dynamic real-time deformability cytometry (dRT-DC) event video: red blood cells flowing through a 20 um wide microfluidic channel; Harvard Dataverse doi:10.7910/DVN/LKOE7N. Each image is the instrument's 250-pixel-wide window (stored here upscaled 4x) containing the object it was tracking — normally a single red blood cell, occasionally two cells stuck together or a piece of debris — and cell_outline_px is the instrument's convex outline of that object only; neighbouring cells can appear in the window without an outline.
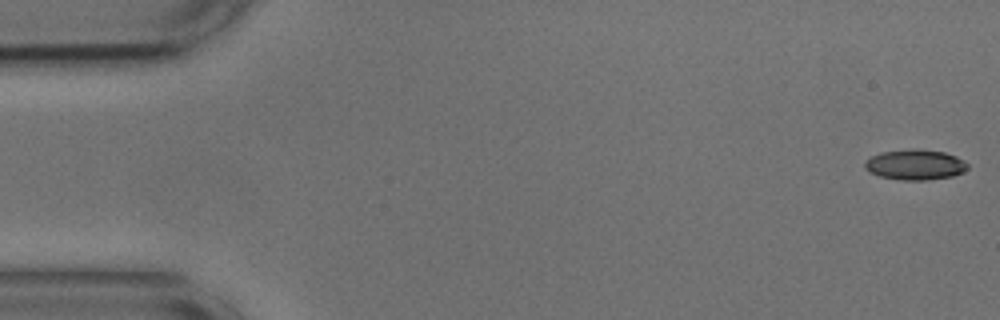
{"species": "common noctule bat (a hibernating species)", "species_latin": "Nyctalus noctula", "temperature_condition": "cold", "stored_images_in_passage": 54, "camera_frame_rate_fps": 3000, "um_per_image_px": 0.085, "animal": {"sex": "male", "body_mass_g": 17.9, "forearm_length_mm": 54.2}, "frame": {"image": 1, "passage_image": 1, "time_ms": 0.0, "image_size_px": [1000, 320], "cell_outline_px": [[968, 168], [964, 172], [952, 176], [928, 180], [900, 180], [880, 176], [868, 172], [864, 168], [864, 160], [880, 152], [912, 148], [920, 148], [944, 152], [956, 156], [964, 160], [968, 164]], "centroid_in_image_um": [77.78, 13.99], "position_along_channel_um": 7.2, "area_um2": 18.55}}
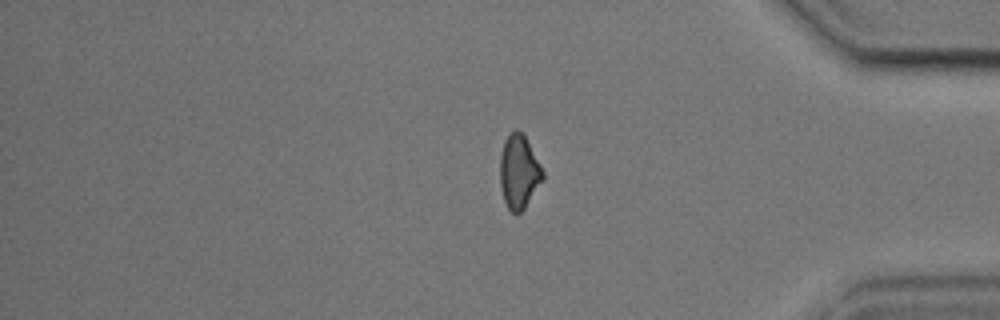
{"frame": {"image": 2, "passage_image": 45, "time_ms": 14.667, "image_size_px": [1000, 320], "cell_outline_px": [[544, 180], [524, 208], [516, 216], [508, 208], [504, 200], [500, 184], [500, 156], [504, 140], [508, 132], [516, 128], [524, 132], [544, 172]], "centroid_in_image_um": [44.11, 14.55], "position_along_channel_um": 391.1, "area_um2": 18.79}}
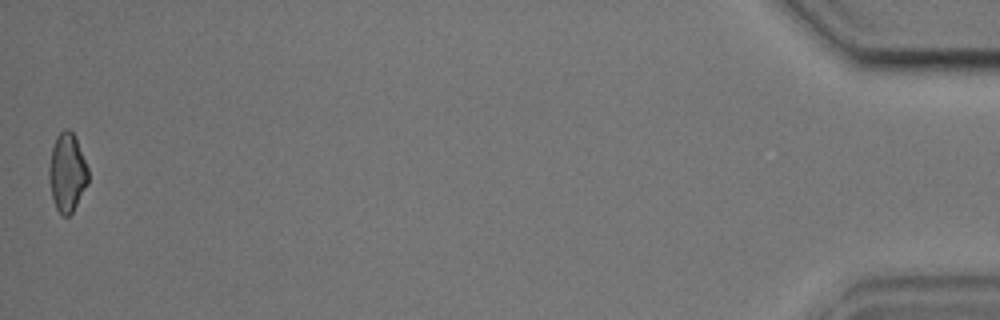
{"frame": {"image": 3, "passage_image": 54, "time_ms": 17.667, "image_size_px": [1000, 320], "cell_outline_px": [[88, 184], [72, 212], [68, 216], [64, 216], [56, 208], [52, 196], [48, 176], [48, 168], [52, 148], [56, 136], [64, 128], [68, 128], [76, 136], [88, 168]], "centroid_in_image_um": [5.71, 14.62], "position_along_channel_um": 429.5, "area_um2": 17.98}, "authors_computed_cell_mechanics": {"area_um2": 18.9295, "velocity_mm_per_s": 3.6549, "shape_relaxation_time_tau1_ms": 8.7516, "shape_relaxation_time_tau2_ms": 3.7255, "deformation_change_tau1": 0.1751, "deformation_change_tau2": 0.0953}}